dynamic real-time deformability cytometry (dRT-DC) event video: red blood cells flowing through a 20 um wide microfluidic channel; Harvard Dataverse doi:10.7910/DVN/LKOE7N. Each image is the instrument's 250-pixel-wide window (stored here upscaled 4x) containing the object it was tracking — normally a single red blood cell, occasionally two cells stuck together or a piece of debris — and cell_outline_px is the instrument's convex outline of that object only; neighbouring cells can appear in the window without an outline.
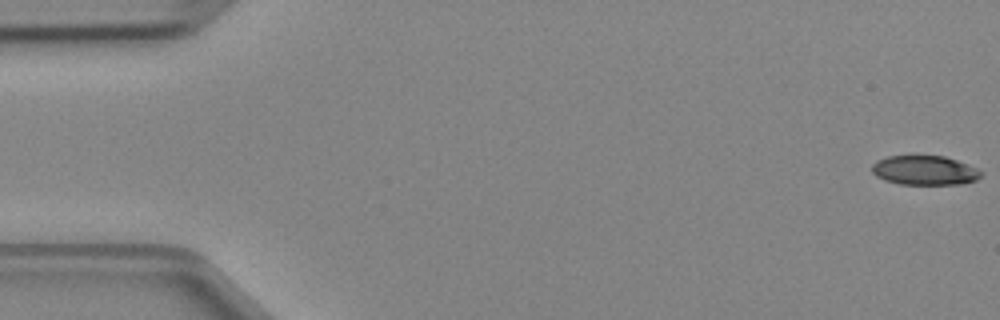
{"species": "Egyptian fruit bat (a non-hibernating species)", "species_latin": "Rousettus aegyptiacus", "temperature_condition": "cold", "stored_images_in_passage": 5, "camera_frame_rate_fps": 3000, "um_per_image_px": 0.085, "animal": {"sex": "female"}, "frame": {"image": 1, "passage_image": 1, "time_ms": 0.0, "image_size_px": [1000, 320], "cell_outline_px": [[984, 172], [976, 180], [964, 184], [900, 184], [884, 180], [876, 176], [872, 172], [872, 164], [876, 160], [888, 156], [944, 156], [968, 164]], "centroid_in_image_um": [78.59, 14.48], "position_along_channel_um": 6.4, "area_um2": 18.73}}